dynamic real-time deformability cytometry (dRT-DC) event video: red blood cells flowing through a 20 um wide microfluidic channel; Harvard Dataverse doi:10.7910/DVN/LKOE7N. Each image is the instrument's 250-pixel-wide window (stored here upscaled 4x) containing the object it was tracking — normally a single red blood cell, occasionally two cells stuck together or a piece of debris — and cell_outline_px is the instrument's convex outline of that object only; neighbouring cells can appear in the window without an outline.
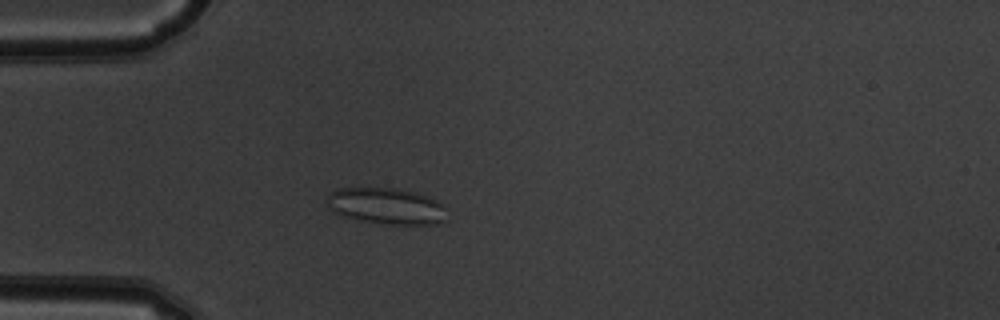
{"species": "common noctule bat (a hibernating species)", "species_latin": "Nyctalus noctula", "temperature_condition": "warm", "stored_images_in_passage": 47, "camera_frame_rate_fps": 3000, "um_per_image_px": 0.085, "animal": {"sex": "male", "body_mass_g": 19.5, "forearm_length_mm": 54.6}, "frame": {"image": 1, "passage_image": 11, "time_ms": 3.333, "image_size_px": [1000, 320], "cell_outline_px": [[448, 220], [436, 224], [384, 224], [360, 220], [344, 216], [328, 208], [328, 196], [336, 188], [392, 188], [416, 192], [428, 196], [444, 204]], "centroid_in_image_um": [32.9, 17.52], "position_along_channel_um": 52.1, "area_um2": 25.43}}
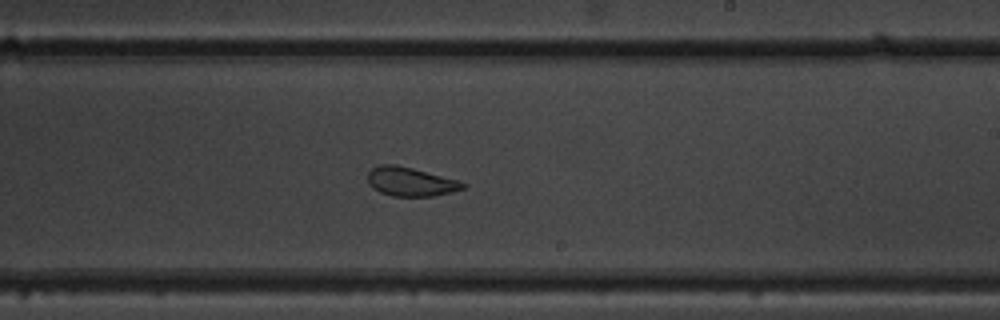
{"frame": {"image": 2, "passage_image": 27, "time_ms": 8.667, "image_size_px": [1000, 320], "cell_outline_px": [[468, 184], [464, 188], [452, 192], [432, 196], [392, 196], [380, 192], [372, 188], [368, 184], [368, 172], [372, 168], [380, 164], [396, 164], [412, 168], [456, 180]], "centroid_in_image_um": [34.86, 15.44], "position_along_channel_um": 254.1, "area_um2": 15.95}}
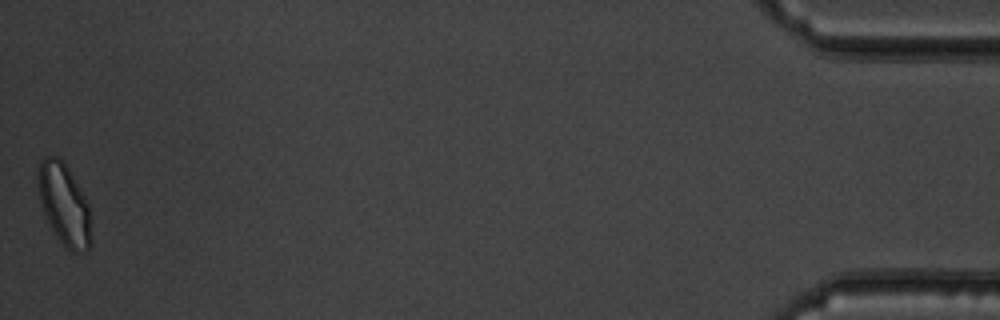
{"frame": {"image": 3, "passage_image": 47, "time_ms": 15.333, "image_size_px": [1000, 320], "cell_outline_px": [[88, 248], [76, 252], [72, 252], [60, 240], [52, 228], [40, 204], [36, 176], [40, 160], [44, 156], [56, 156], [68, 168], [84, 196], [88, 204]], "centroid_in_image_um": [5.37, 17.28], "position_along_channel_um": 429.8, "area_um2": 24.22}, "authors_computed_cell_mechanics": {"area_um2": 20.4612, "velocity_mm_per_s": 3.9907, "shape_relaxation_time_tau1_ms": null, "shape_relaxation_time_tau2_ms": 1.1848, "deformation_change_tau1": null, "deformation_change_tau2": 0.0758}}